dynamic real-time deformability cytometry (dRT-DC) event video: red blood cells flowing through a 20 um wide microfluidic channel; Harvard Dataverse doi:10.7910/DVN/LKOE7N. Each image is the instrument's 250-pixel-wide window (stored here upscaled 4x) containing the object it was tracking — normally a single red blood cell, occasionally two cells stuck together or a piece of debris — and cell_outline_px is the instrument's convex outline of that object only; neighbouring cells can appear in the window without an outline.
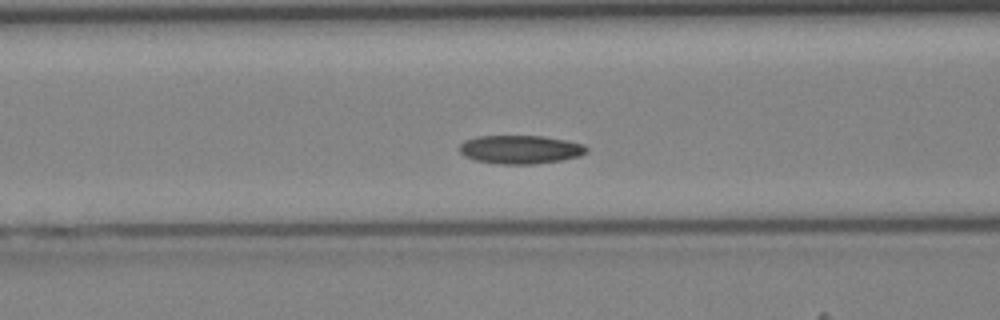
{"species": "Egyptian fruit bat (a non-hibernating species)", "species_latin": "Rousettus aegyptiacus", "temperature_condition": "cold", "stored_images_in_passage": 43, "camera_frame_rate_fps": 3000, "um_per_image_px": 0.085, "animal": {"sex": "female"}, "frame": {"image": 1, "passage_image": 17, "time_ms": 5.333, "image_size_px": [1000, 320], "cell_outline_px": [[588, 152], [580, 156], [560, 160], [536, 164], [500, 164], [476, 160], [464, 156], [460, 152], [460, 144], [464, 140], [476, 136], [544, 136], [568, 140], [584, 144], [588, 148]], "centroid_in_image_um": [44.25, 12.7], "position_along_channel_um": 122.3, "area_um2": 21.27}}
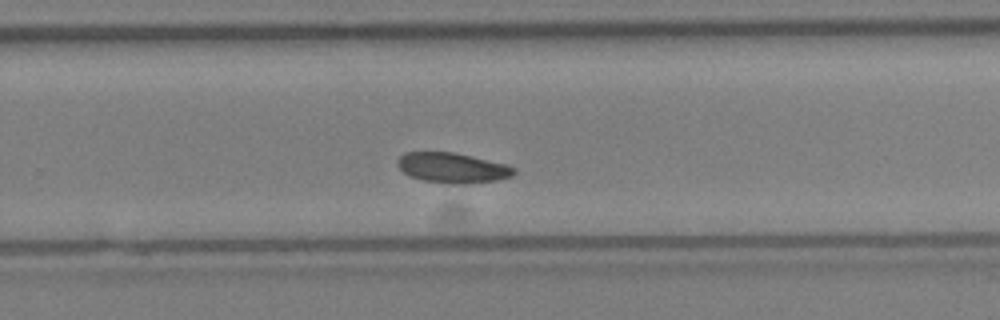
{"frame": {"image": 2, "passage_image": 28, "time_ms": 9.0, "image_size_px": [1000, 320], "cell_outline_px": [[516, 172], [512, 176], [496, 180], [472, 184], [448, 184], [424, 180], [412, 176], [404, 172], [396, 164], [396, 160], [404, 152], [452, 152], [508, 164], [516, 168]], "centroid_in_image_um": [38.49, 14.27], "position_along_channel_um": 291.3, "area_um2": 20.58}}
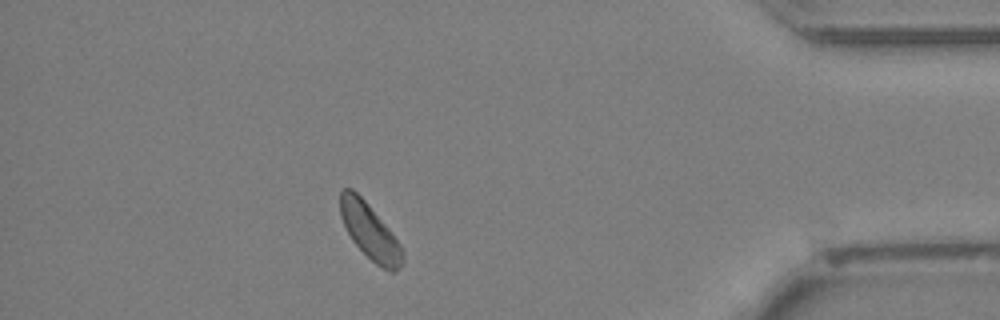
{"frame": {"image": 3, "passage_image": 38, "time_ms": 12.333, "image_size_px": [1000, 320], "cell_outline_px": [[404, 260], [400, 268], [396, 272], [392, 272], [376, 264], [352, 240], [340, 216], [340, 192], [344, 188], [352, 188], [368, 204], [388, 228], [400, 244], [404, 252]], "centroid_in_image_um": [31.45, 19.68], "position_along_channel_um": 403.8, "area_um2": 19.88}}